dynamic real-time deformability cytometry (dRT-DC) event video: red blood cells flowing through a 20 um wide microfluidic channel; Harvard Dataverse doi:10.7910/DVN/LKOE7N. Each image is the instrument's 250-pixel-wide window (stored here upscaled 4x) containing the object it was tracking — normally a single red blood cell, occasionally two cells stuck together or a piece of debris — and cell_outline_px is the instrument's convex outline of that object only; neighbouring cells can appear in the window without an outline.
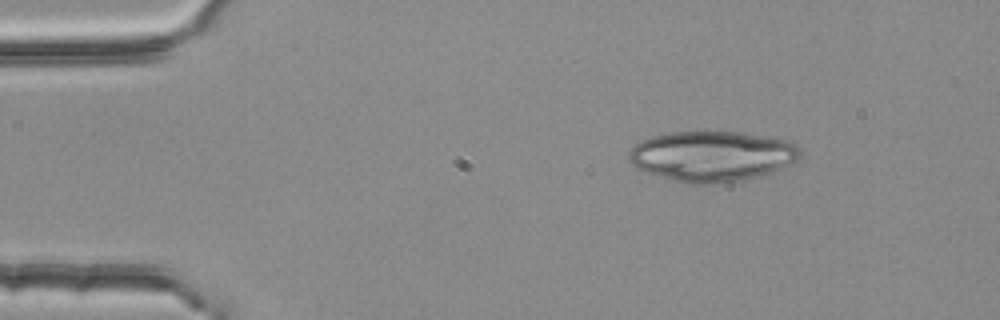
{"species": "common noctule bat (a hibernating species)", "species_latin": "Nyctalus noctula", "temperature_condition": "room temperature", "stored_images_in_passage": 46, "camera_frame_rate_fps": 3000, "um_per_image_px": 0.085, "animal": {"sex": "female", "body_mass_g": 25.1}, "frame": {"image": 1, "passage_image": 1, "time_ms": 0.0, "image_size_px": [1000, 320], "cell_outline_px": [[800, 156], [796, 160], [780, 168], [756, 176], [736, 180], [696, 184], [676, 180], [660, 176], [636, 168], [628, 160], [628, 152], [636, 144], [652, 136], [672, 132], [740, 132], [788, 140], [796, 144], [800, 148]], "centroid_in_image_um": [60.5, 13.24], "position_along_channel_um": 24.5, "area_um2": 49.3}}
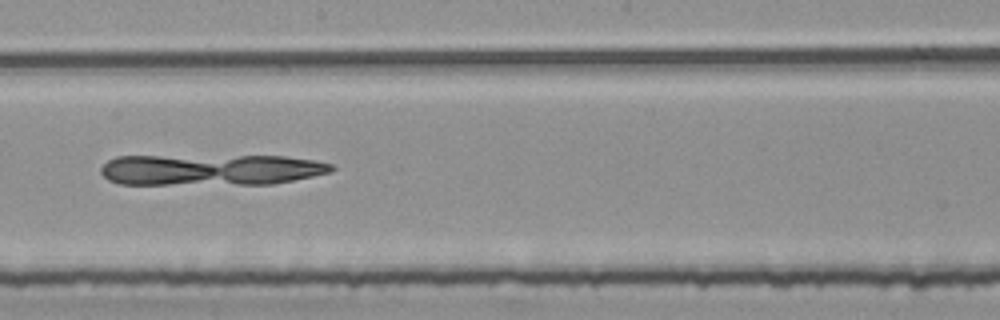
{"frame": {"image": 2, "passage_image": 23, "time_ms": 7.333, "image_size_px": [1000, 320], "cell_outline_px": [[336, 168], [328, 172], [312, 176], [272, 184], [120, 184], [108, 180], [100, 172], [100, 168], [108, 160], [116, 156], [284, 156], [316, 160], [332, 164]], "centroid_in_image_um": [17.89, 14.42], "position_along_channel_um": 230.3, "area_um2": 41.96}}
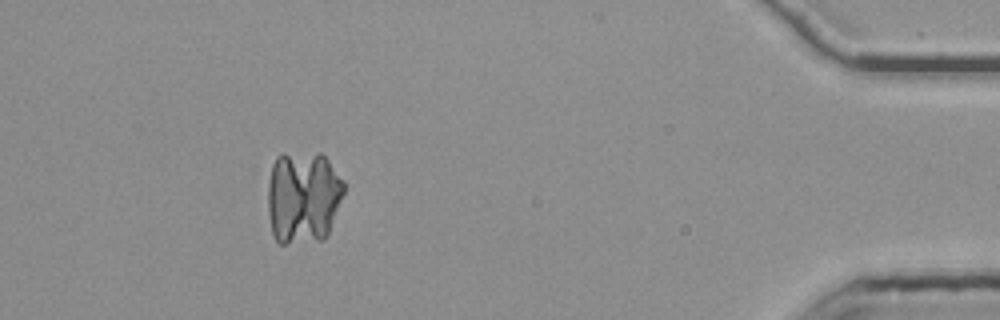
{"frame": {"image": 3, "passage_image": 42, "time_ms": 13.667, "image_size_px": [1000, 320], "cell_outline_px": [[344, 192], [328, 236], [324, 240], [284, 244], [280, 244], [276, 240], [272, 232], [268, 212], [268, 184], [272, 164], [276, 156], [280, 152], [320, 152], [328, 160], [344, 180]], "centroid_in_image_um": [25.76, 16.74], "position_along_channel_um": 409.4, "area_um2": 42.14}}